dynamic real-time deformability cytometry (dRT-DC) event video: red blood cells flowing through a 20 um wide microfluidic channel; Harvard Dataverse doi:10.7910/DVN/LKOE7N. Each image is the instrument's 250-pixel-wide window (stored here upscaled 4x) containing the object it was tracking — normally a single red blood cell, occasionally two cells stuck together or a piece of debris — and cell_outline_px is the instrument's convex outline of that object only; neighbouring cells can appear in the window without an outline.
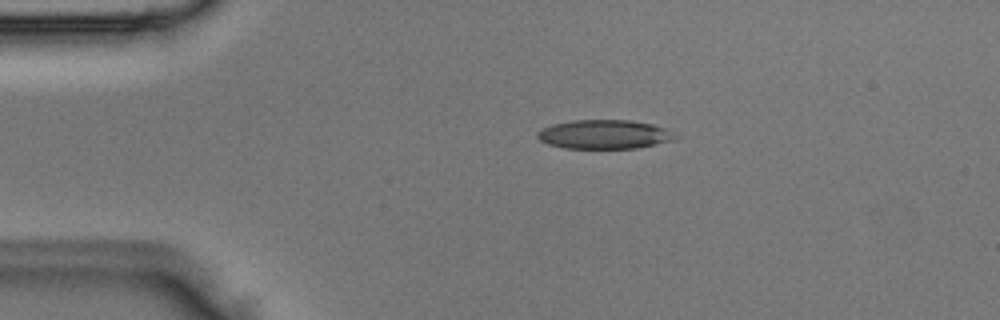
{"species": "Egyptian fruit bat (a non-hibernating species)", "species_latin": "Rousettus aegyptiacus", "temperature_condition": "room temperature", "stored_images_in_passage": 3, "camera_frame_rate_fps": 3000, "um_per_image_px": 0.085, "animal": {"sex": "male"}, "frame": {"image": 1, "passage_image": 2, "time_ms": 0.333, "image_size_px": [1000, 320], "cell_outline_px": [[680, 136], [676, 140], [636, 148], [564, 148], [548, 144], [540, 140], [536, 136], [536, 132], [552, 124], [572, 120], [632, 120], [652, 124], [668, 128]], "centroid_in_image_um": [51.43, 11.41], "position_along_channel_um": 33.6, "area_um2": 23.58}}